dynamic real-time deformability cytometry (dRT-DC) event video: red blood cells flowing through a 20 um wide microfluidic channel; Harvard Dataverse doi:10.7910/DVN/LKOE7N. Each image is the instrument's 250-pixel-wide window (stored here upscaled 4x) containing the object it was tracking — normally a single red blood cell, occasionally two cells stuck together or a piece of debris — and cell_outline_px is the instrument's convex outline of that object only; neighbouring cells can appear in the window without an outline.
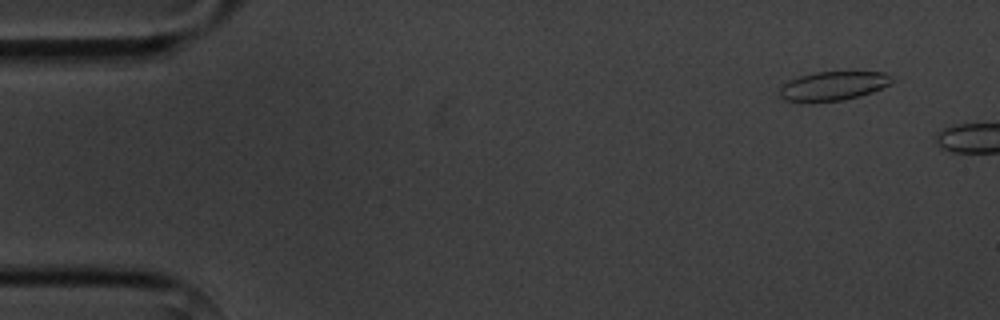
{"species": "common noctule bat (a hibernating species)", "species_latin": "Nyctalus noctula", "temperature_condition": "cold", "stored_images_in_passage": 3, "camera_frame_rate_fps": 3000, "um_per_image_px": 0.085, "animal": {"sex": "male", "body_mass_g": 20.1, "forearm_length_mm": 53.5}, "frame": {"image": 1, "passage_image": 1, "time_ms": 0.0, "image_size_px": [1000, 320], "cell_outline_px": [[892, 84], [872, 92], [860, 96], [844, 100], [784, 100], [780, 96], [780, 84], [788, 80], [800, 76], [816, 72], [884, 72], [892, 80]], "centroid_in_image_um": [70.82, 7.28], "position_along_channel_um": 14.2, "area_um2": 18.55}}